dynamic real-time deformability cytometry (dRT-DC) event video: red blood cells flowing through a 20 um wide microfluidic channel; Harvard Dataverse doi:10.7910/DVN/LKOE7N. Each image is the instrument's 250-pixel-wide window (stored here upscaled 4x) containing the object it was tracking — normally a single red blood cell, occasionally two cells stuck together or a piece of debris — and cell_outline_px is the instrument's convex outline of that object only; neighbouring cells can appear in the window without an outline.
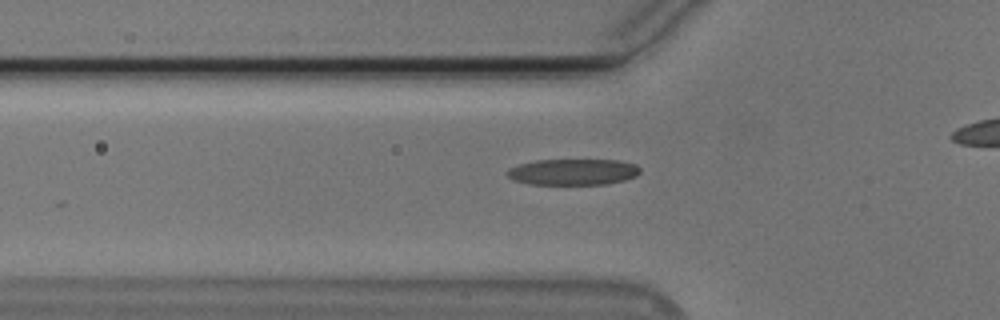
{"species": "Egyptian fruit bat (a non-hibernating species)", "species_latin": "Rousettus aegyptiacus", "temperature_condition": "cold", "stored_images_in_passage": 40, "camera_frame_rate_fps": 3000, "um_per_image_px": 0.085, "animal": {"sex": "male"}, "frame": {"image": 1, "passage_image": 14, "time_ms": 4.333, "image_size_px": [1000, 320], "cell_outline_px": [[640, 172], [636, 176], [624, 180], [604, 184], [532, 184], [516, 180], [508, 176], [508, 168], [520, 164], [536, 160], [620, 160], [636, 164], [640, 168]], "centroid_in_image_um": [48.76, 14.6], "position_along_channel_um": 77.0, "area_um2": 20.06}}
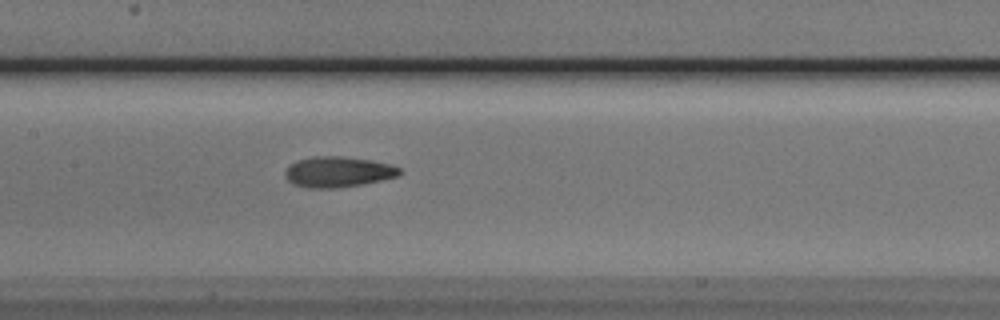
{"frame": {"image": 2, "passage_image": 22, "time_ms": 7.0, "image_size_px": [1000, 320], "cell_outline_px": [[400, 172], [396, 176], [380, 180], [360, 184], [332, 188], [308, 188], [296, 184], [288, 180], [284, 176], [284, 172], [288, 164], [296, 160], [312, 156], [344, 156], [372, 160], [392, 164], [400, 168]], "centroid_in_image_um": [28.68, 14.58], "position_along_channel_um": 178.7, "area_um2": 20.4}}
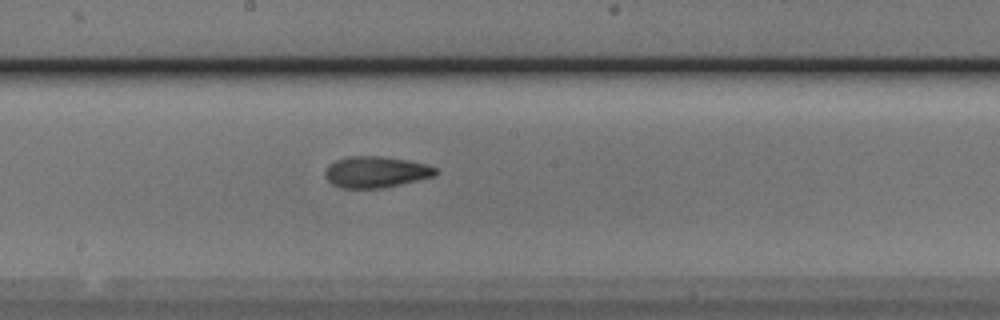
{"frame": {"image": 3, "passage_image": 25, "time_ms": 8.0, "image_size_px": [1000, 320], "cell_outline_px": [[436, 172], [432, 176], [384, 188], [340, 188], [332, 184], [324, 176], [324, 172], [328, 164], [336, 160], [348, 156], [380, 156], [404, 160], [424, 164], [436, 168]], "centroid_in_image_um": [31.85, 14.62], "position_along_channel_um": 216.3, "area_um2": 19.88}}